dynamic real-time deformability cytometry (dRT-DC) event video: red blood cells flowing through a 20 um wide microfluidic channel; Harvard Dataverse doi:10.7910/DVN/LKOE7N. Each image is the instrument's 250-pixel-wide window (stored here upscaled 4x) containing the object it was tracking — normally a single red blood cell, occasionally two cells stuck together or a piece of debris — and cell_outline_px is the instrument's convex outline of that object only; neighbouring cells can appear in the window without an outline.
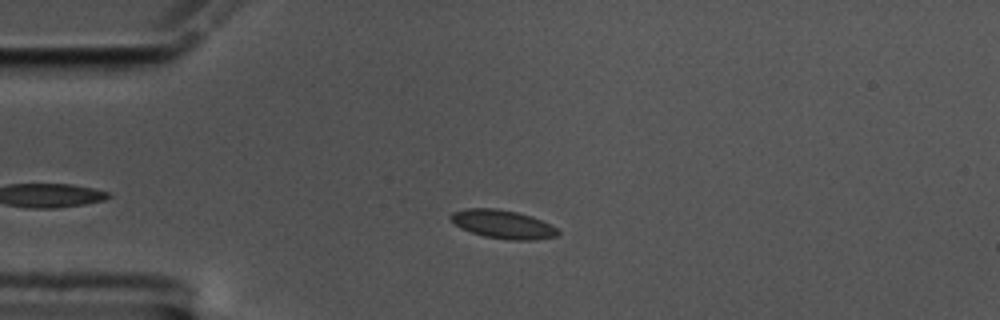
{"species": "common noctule bat (a hibernating species)", "species_latin": "Nyctalus noctula", "temperature_condition": "cold", "stored_images_in_passage": 44, "camera_frame_rate_fps": 3000, "um_per_image_px": 0.085, "animal": {"sex": "male", "body_mass_g": 17.5, "forearm_length_mm": 52.3}, "frame": {"image": 1, "passage_image": 4, "time_ms": 1.0, "image_size_px": [1000, 320], "cell_outline_px": [[560, 232], [556, 236], [532, 240], [508, 240], [484, 236], [472, 232], [456, 224], [448, 216], [452, 212], [464, 208], [496, 208], [516, 212], [532, 216], [556, 228]], "centroid_in_image_um": [42.73, 19.05], "position_along_channel_um": 42.3, "area_um2": 17.57}}
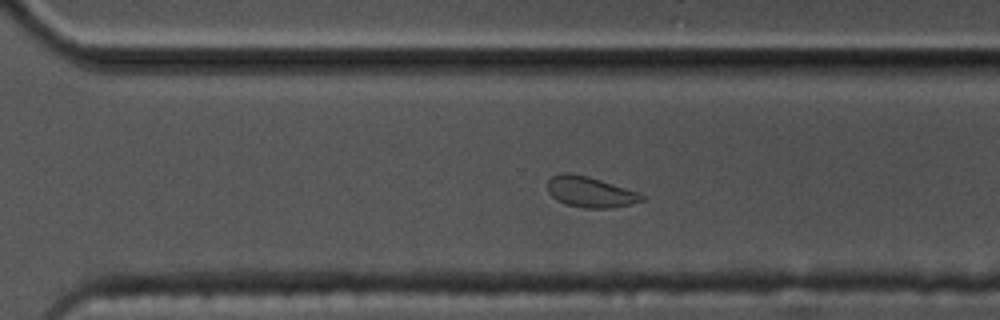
{"frame": {"image": 2, "passage_image": 30, "time_ms": 9.667, "image_size_px": [1000, 320], "cell_outline_px": [[644, 200], [632, 204], [612, 208], [584, 208], [568, 204], [556, 200], [548, 192], [548, 180], [552, 176], [564, 172], [572, 172], [588, 176], [640, 192], [644, 196]], "centroid_in_image_um": [50.18, 16.31], "position_along_channel_um": 320.4, "area_um2": 16.99}}
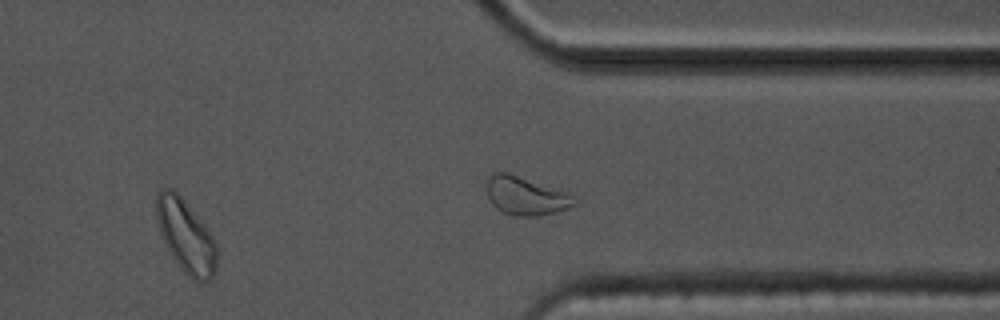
{"frame": {"image": 3, "passage_image": 34, "time_ms": 11.0, "image_size_px": [1000, 320], "cell_outline_px": [[216, 268], [212, 276], [208, 280], [196, 280], [184, 272], [180, 268], [172, 256], [160, 232], [156, 220], [156, 196], [160, 188], [172, 188], [184, 200], [200, 220], [212, 236], [216, 244]], "centroid_in_image_um": [15.77, 20.03], "position_along_channel_um": 395.6, "area_um2": 25.09}, "authors_computed_cell_mechanics": {"area_um2": 17.1666, "velocity_mm_per_s": 3.4712, "shape_relaxation_time_tau1_ms": null, "shape_relaxation_time_tau2_ms": 8.7231, "deformation_change_tau1": null, "deformation_change_tau2": 0.0923}}